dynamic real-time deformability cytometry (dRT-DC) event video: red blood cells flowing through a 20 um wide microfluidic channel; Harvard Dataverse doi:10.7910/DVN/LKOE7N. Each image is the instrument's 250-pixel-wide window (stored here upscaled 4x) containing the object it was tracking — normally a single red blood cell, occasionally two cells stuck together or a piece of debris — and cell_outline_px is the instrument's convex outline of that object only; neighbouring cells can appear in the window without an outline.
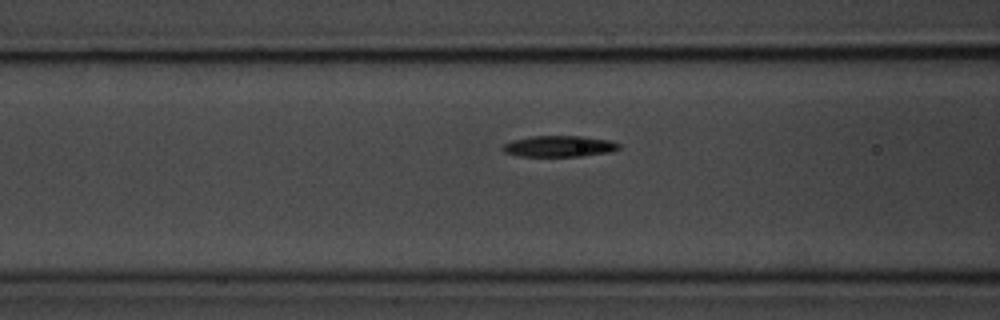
{"species": "common noctule bat (a hibernating species)", "species_latin": "Nyctalus noctula", "temperature_condition": "room temperature", "stored_images_in_passage": 38, "camera_frame_rate_fps": 3000, "um_per_image_px": 0.085, "animal": {"sex": "male", "body_mass_g": 20.1, "forearm_length_mm": 53.5}, "frame": {"image": 1, "passage_image": 15, "time_ms": 4.667, "image_size_px": [1000, 320], "cell_outline_px": [[620, 148], [608, 152], [584, 156], [516, 156], [504, 152], [500, 148], [504, 144], [512, 140], [532, 136], [584, 136], [608, 140], [620, 144]], "centroid_in_image_um": [47.49, 12.43], "position_along_channel_um": 119.1, "area_um2": 14.33}}
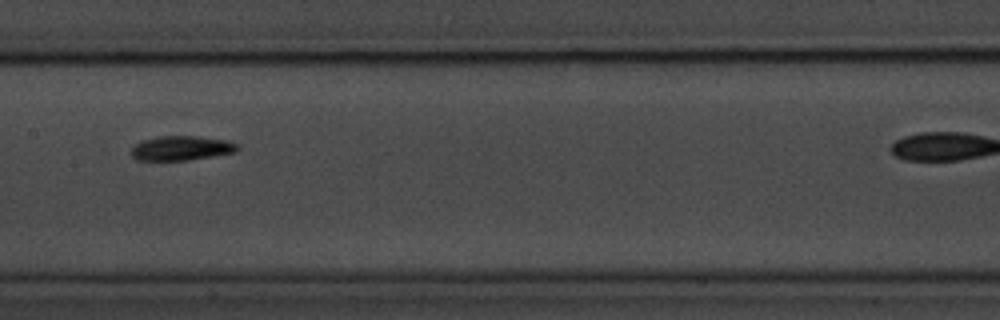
{"frame": {"image": 2, "passage_image": 21, "time_ms": 6.667, "image_size_px": [1000, 320], "cell_outline_px": [[240, 148], [236, 152], [188, 160], [136, 160], [132, 156], [132, 148], [136, 144], [144, 140], [156, 136], [196, 136], [224, 140], [236, 144]], "centroid_in_image_um": [15.41, 12.59], "position_along_channel_um": 192.0, "area_um2": 14.97}}
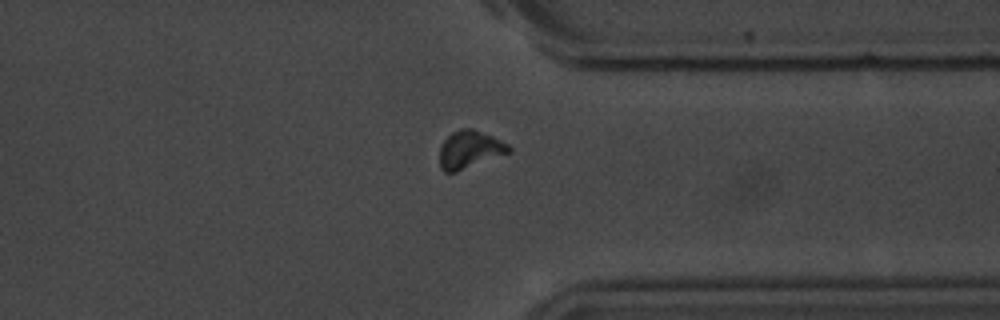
{"frame": {"image": 3, "passage_image": 36, "time_ms": 11.667, "image_size_px": [1000, 320], "cell_outline_px": [[512, 152], [456, 172], [444, 172], [440, 168], [440, 148], [444, 140], [452, 132], [460, 128], [472, 128], [492, 136], [508, 144], [512, 148]], "centroid_in_image_um": [39.93, 12.71], "position_along_channel_um": 371.5, "area_um2": 15.26}}